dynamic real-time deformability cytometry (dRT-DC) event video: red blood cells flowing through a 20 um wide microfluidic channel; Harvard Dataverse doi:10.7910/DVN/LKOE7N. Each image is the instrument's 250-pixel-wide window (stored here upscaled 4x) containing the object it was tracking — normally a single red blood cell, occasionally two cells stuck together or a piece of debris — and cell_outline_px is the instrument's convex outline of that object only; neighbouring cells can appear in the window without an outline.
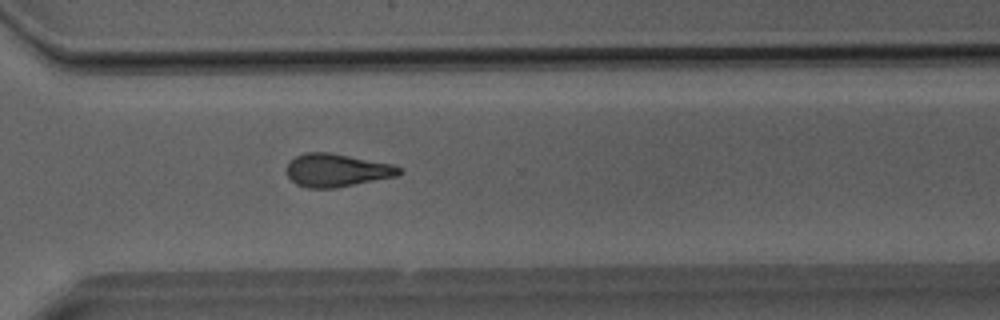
{"species": "Egyptian fruit bat (a non-hibernating species)", "species_latin": "Rousettus aegyptiacus", "temperature_condition": "room temperature", "stored_images_in_passage": 39, "camera_frame_rate_fps": 3000, "um_per_image_px": 0.085, "animal": {"sex": "male"}, "frame": {"image": 1, "passage_image": 29, "time_ms": 9.333, "image_size_px": [1000, 320], "cell_outline_px": [[404, 172], [396, 176], [336, 188], [308, 188], [296, 184], [284, 172], [288, 164], [296, 156], [304, 152], [332, 152], [392, 164], [404, 168]], "centroid_in_image_um": [28.64, 14.46], "position_along_channel_um": 342.0, "area_um2": 21.91}}
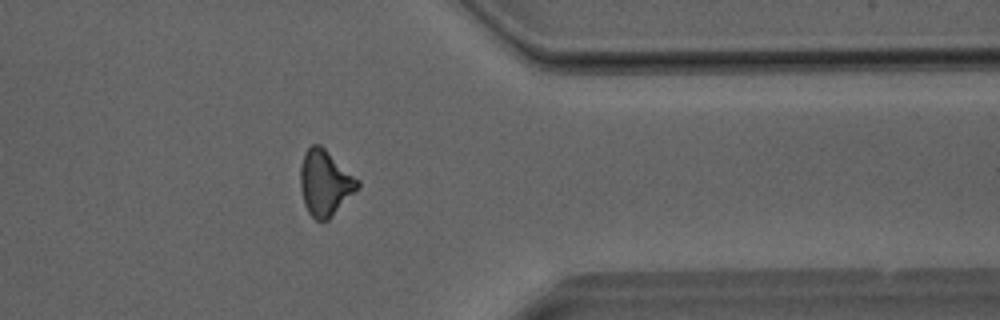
{"frame": {"image": 2, "passage_image": 32, "time_ms": 10.333, "image_size_px": [1000, 320], "cell_outline_px": [[360, 184], [332, 216], [328, 220], [316, 220], [308, 212], [304, 204], [300, 188], [300, 164], [304, 152], [312, 144], [320, 144], [360, 180]], "centroid_in_image_um": [27.59, 15.52], "position_along_channel_um": 383.8, "area_um2": 21.73}}
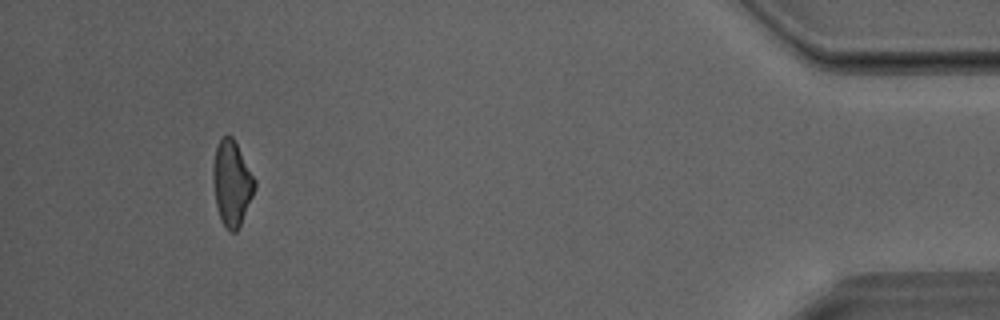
{"frame": {"image": 3, "passage_image": 37, "time_ms": 12.0, "image_size_px": [1000, 320], "cell_outline_px": [[256, 188], [240, 224], [236, 232], [228, 232], [220, 220], [216, 204], [212, 180], [212, 168], [216, 148], [220, 140], [224, 136], [232, 136], [256, 180]], "centroid_in_image_um": [19.69, 15.6], "position_along_channel_um": 415.5, "area_um2": 20.58}}